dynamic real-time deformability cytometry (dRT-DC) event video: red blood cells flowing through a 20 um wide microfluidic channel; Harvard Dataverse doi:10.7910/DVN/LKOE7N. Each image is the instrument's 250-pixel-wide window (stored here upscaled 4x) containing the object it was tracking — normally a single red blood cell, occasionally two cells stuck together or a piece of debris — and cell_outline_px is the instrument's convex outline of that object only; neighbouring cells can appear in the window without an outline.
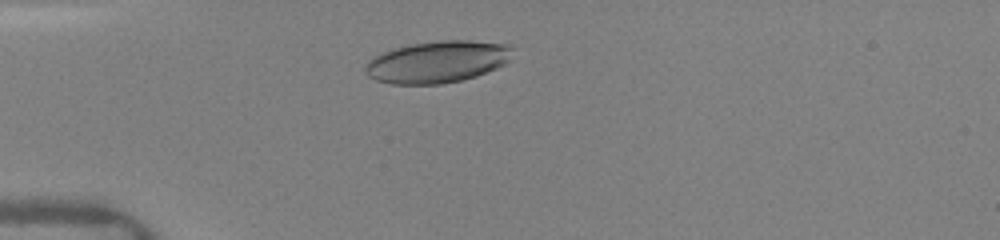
{"species": "human", "species_latin": "Homo sapiens", "temperature_condition": "warm", "stored_images_in_passage": 21, "camera_frame_rate_fps": 3000, "um_per_image_px": 0.085, "donor": {"sex": "female"}, "frame": {"image": 1, "passage_image": 5, "time_ms": 2.0, "image_size_px": [1000, 240], "cell_outline_px": [[512, 48], [508, 60], [504, 64], [496, 68], [476, 76], [460, 80], [440, 84], [392, 84], [376, 80], [368, 76], [364, 72], [364, 68], [368, 60], [392, 48], [412, 44], [440, 40], [472, 40], [508, 44]], "centroid_in_image_um": [37.15, 5.25], "position_along_channel_um": 47.8, "area_um2": 35.84}}
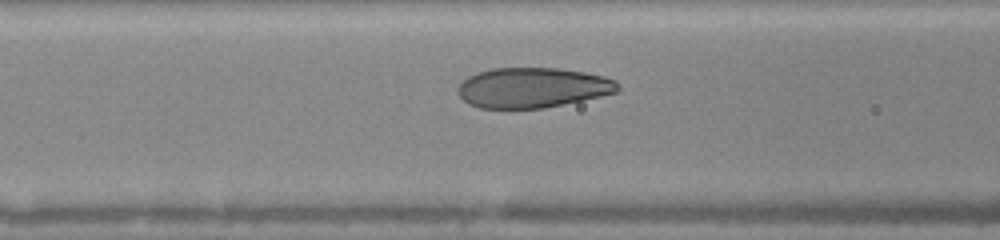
{"frame": {"image": 2, "passage_image": 11, "time_ms": 4.333, "image_size_px": [1000, 240], "cell_outline_px": [[620, 88], [616, 92], [600, 96], [544, 108], [480, 108], [468, 104], [460, 96], [456, 88], [468, 76], [476, 72], [492, 68], [556, 68], [584, 72], [604, 76], [616, 80]], "centroid_in_image_um": [45.25, 7.44], "position_along_channel_um": 121.4, "area_um2": 37.34}}
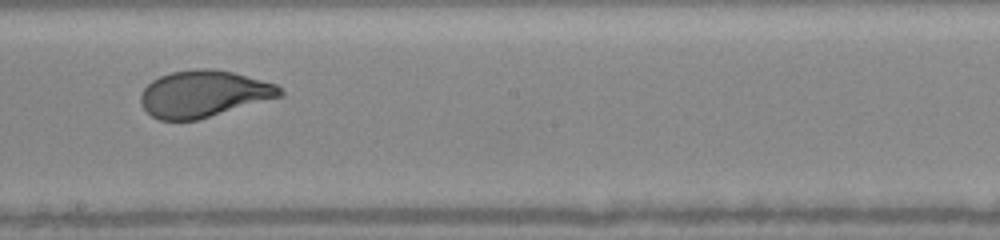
{"frame": {"image": 3, "passage_image": 17, "time_ms": 7.0, "image_size_px": [1000, 240], "cell_outline_px": [[284, 96], [196, 120], [160, 120], [152, 116], [140, 104], [140, 92], [152, 80], [160, 76], [172, 72], [196, 68], [212, 68], [232, 72], [276, 84], [284, 92]], "centroid_in_image_um": [17.3, 7.97], "position_along_channel_um": 230.9, "area_um2": 37.86}}